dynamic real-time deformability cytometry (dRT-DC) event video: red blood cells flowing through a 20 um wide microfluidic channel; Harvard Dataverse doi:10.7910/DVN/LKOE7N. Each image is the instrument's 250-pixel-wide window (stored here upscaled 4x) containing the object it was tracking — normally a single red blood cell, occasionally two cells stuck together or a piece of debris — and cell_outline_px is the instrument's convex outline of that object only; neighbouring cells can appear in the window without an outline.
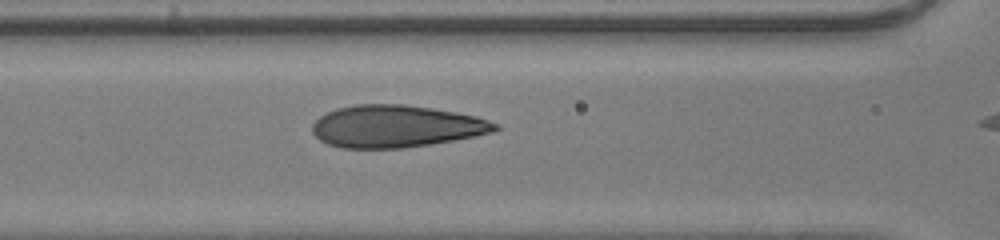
{"species": "human", "species_latin": "Homo sapiens", "temperature_condition": "room temperature", "stored_images_in_passage": 38, "camera_frame_rate_fps": 3000, "um_per_image_px": 0.085, "donor": {"sex": "male"}, "frame": {"image": 1, "passage_image": 17, "time_ms": 5.333, "image_size_px": [1000, 240], "cell_outline_px": [[500, 128], [492, 132], [452, 140], [404, 148], [340, 148], [328, 144], [320, 140], [312, 132], [312, 124], [320, 116], [336, 108], [356, 104], [404, 104], [432, 108], [456, 112], [476, 116], [500, 124]], "centroid_in_image_um": [33.64, 10.73], "position_along_channel_um": 133.0, "area_um2": 44.85}}
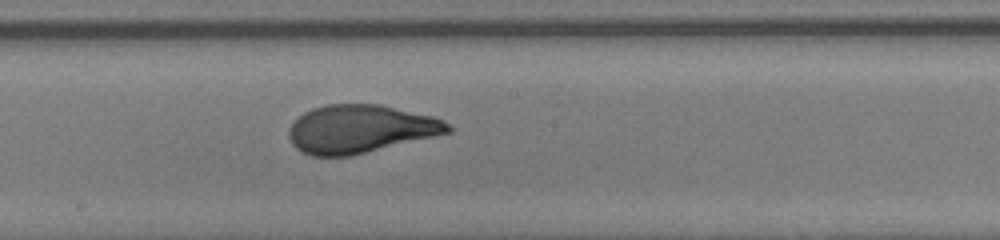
{"frame": {"image": 2, "passage_image": 23, "time_ms": 7.333, "image_size_px": [1000, 240], "cell_outline_px": [[452, 132], [352, 156], [312, 156], [296, 148], [292, 144], [288, 136], [288, 128], [304, 112], [312, 108], [328, 104], [380, 104], [432, 116], [444, 120], [452, 128]], "centroid_in_image_um": [30.63, 10.97], "position_along_channel_um": 217.6, "area_um2": 44.68}}
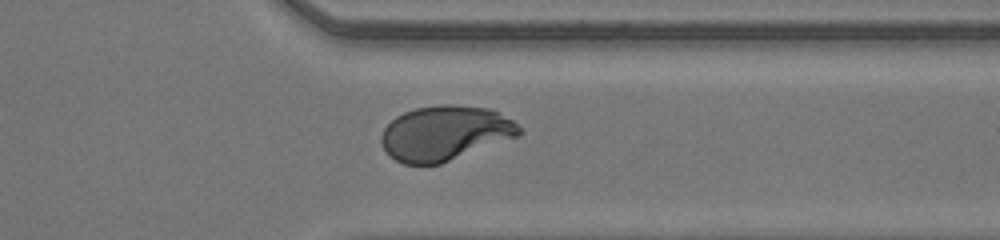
{"frame": {"image": 3, "passage_image": 34, "time_ms": 11.0, "image_size_px": [1000, 240], "cell_outline_px": [[524, 132], [520, 136], [440, 164], [404, 164], [396, 160], [384, 148], [380, 140], [380, 136], [384, 128], [396, 116], [404, 112], [416, 108], [440, 104], [452, 104], [492, 108], [512, 120]], "centroid_in_image_um": [37.85, 11.3], "position_along_channel_um": 373.5, "area_um2": 44.16}}